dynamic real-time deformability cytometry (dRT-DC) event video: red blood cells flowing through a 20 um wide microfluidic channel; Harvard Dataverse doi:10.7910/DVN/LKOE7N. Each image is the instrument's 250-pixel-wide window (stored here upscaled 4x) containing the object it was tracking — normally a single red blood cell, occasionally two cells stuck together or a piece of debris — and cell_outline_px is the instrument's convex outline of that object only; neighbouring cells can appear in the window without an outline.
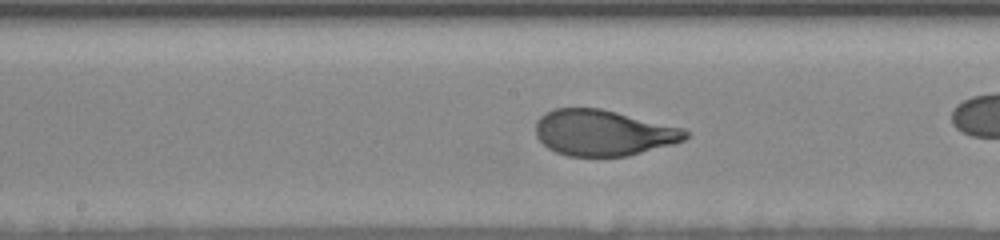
{"species": "human", "species_latin": "Homo sapiens", "temperature_condition": "room temperature", "stored_images_in_passage": 31, "camera_frame_rate_fps": 3000, "um_per_image_px": 0.085, "donor": {"sex": "female"}, "frame": {"image": 1, "passage_image": 22, "time_ms": 9.0, "image_size_px": [1000, 240], "cell_outline_px": [[688, 136], [684, 140], [672, 144], [628, 156], [568, 156], [556, 152], [548, 148], [536, 136], [536, 120], [540, 116], [556, 108], [600, 108], [684, 128], [688, 132]], "centroid_in_image_um": [51.27, 11.29], "position_along_channel_um": 196.9, "area_um2": 39.88}}
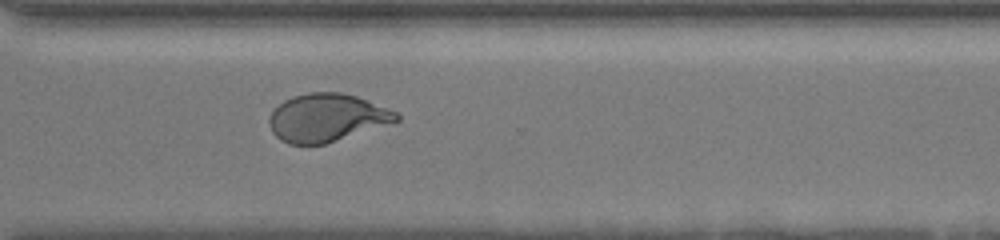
{"frame": {"image": 2, "passage_image": 31, "time_ms": 14.0, "image_size_px": [1000, 240], "cell_outline_px": [[400, 120], [324, 144], [288, 144], [280, 140], [272, 132], [268, 120], [272, 112], [284, 100], [292, 96], [308, 92], [340, 92], [356, 96], [388, 108], [396, 112], [400, 116]], "centroid_in_image_um": [27.75, 10.0], "position_along_channel_um": 342.8, "area_um2": 35.2}}